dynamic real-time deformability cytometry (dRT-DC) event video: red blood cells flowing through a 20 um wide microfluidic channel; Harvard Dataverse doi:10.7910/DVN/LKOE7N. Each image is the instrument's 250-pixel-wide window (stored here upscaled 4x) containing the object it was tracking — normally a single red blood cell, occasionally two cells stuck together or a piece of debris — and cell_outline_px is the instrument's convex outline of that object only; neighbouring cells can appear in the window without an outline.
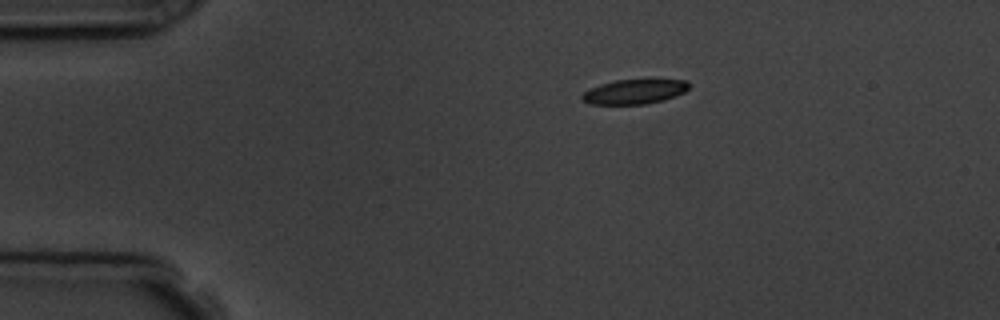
{"species": "common noctule bat (a hibernating species)", "species_latin": "Nyctalus noctula", "temperature_condition": "room temperature", "stored_images_in_passage": 13, "camera_frame_rate_fps": 3000, "um_per_image_px": 0.085, "animal": {"sex": "male", "body_mass_g": 19.5, "forearm_length_mm": 54.6}, "frame": {"image": 1, "passage_image": 1, "time_ms": 0.0, "image_size_px": [1000, 320], "cell_outline_px": [[688, 88], [684, 92], [664, 100], [644, 104], [588, 104], [580, 96], [584, 92], [600, 84], [616, 80], [688, 80]], "centroid_in_image_um": [53.91, 7.79], "position_along_channel_um": 31.1, "area_um2": 15.09}}
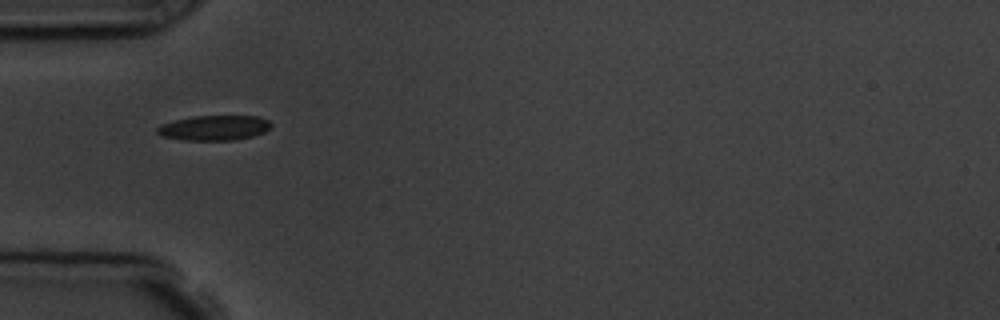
{"frame": {"image": 2, "passage_image": 3, "time_ms": 2.333, "image_size_px": [1000, 320], "cell_outline_px": [[272, 124], [264, 132], [252, 136], [236, 140], [184, 140], [160, 136], [156, 132], [156, 128], [160, 124], [192, 116], [256, 116], [268, 120]], "centroid_in_image_um": [18.16, 10.87], "position_along_channel_um": 66.8, "area_um2": 16.59}}
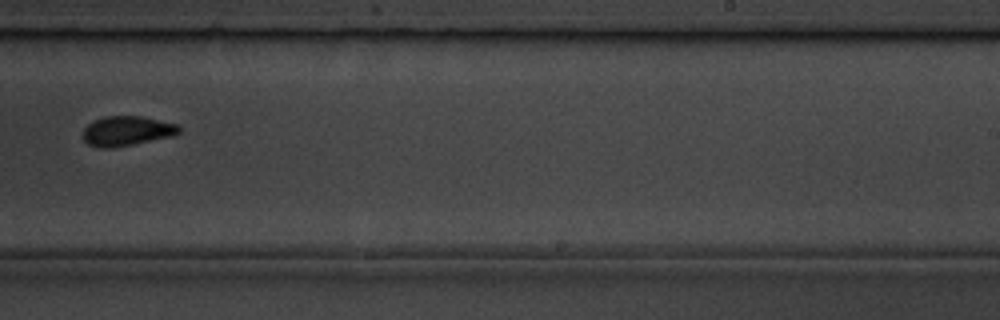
{"frame": {"image": 3, "passage_image": 8, "time_ms": 8.0, "image_size_px": [1000, 320], "cell_outline_px": [[180, 132], [172, 136], [112, 148], [100, 148], [88, 144], [80, 136], [84, 128], [92, 120], [104, 116], [140, 116], [180, 124]], "centroid_in_image_um": [10.74, 11.12], "position_along_channel_um": 278.3, "area_um2": 16.82}, "authors_computed_cell_mechanics": {"area_um2": 16.5308, "velocity_mm_per_s": 3.7381, "shape_relaxation_time_tau1_ms": 2.5413, "shape_relaxation_time_tau2_ms": null, "deformation_change_tau1": 0.0948, "deformation_change_tau2": null}}